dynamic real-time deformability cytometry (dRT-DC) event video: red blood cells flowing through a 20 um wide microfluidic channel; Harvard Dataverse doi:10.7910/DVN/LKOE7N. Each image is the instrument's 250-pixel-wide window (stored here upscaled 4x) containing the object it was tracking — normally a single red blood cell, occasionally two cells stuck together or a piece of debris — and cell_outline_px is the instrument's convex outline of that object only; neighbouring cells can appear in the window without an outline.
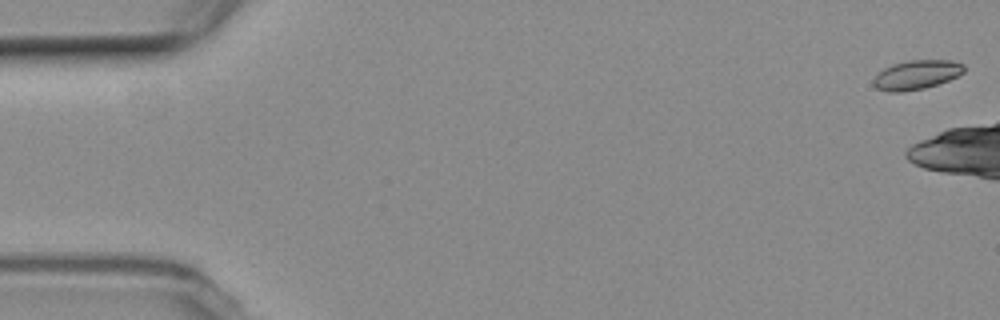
{"species": "common noctule bat (a hibernating species)", "species_latin": "Nyctalus noctula", "temperature_condition": "room temperature", "stored_images_in_passage": 4, "camera_frame_rate_fps": 3000, "um_per_image_px": 0.085, "animal": {"sex": "female", "body_mass_g": 19.3, "forearm_length_mm": 54.1}, "frame": {"image": 1, "passage_image": 1, "time_ms": 0.0, "image_size_px": [1000, 320], "cell_outline_px": [[964, 72], [948, 80], [924, 88], [900, 92], [888, 92], [876, 88], [872, 84], [872, 80], [884, 68], [892, 64], [908, 60], [952, 60], [964, 64]], "centroid_in_image_um": [77.88, 6.35], "position_along_channel_um": 7.1, "area_um2": 15.37}}